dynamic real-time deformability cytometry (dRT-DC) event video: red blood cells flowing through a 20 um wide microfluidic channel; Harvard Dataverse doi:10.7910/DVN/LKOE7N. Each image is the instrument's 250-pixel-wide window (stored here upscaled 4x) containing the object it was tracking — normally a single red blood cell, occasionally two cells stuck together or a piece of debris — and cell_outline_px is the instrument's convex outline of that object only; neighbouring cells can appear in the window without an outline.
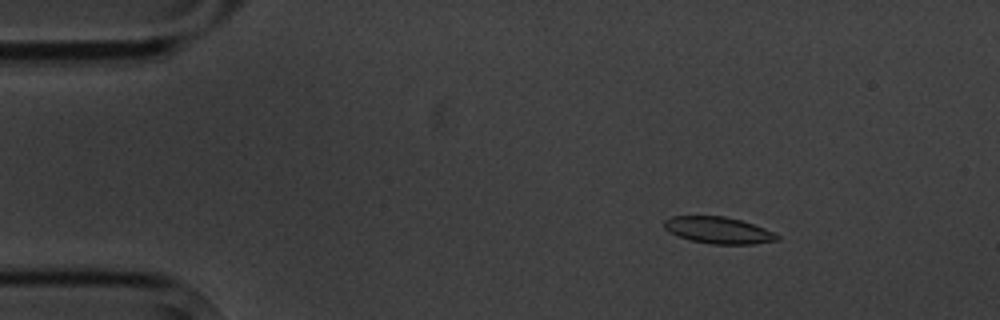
{"species": "common noctule bat (a hibernating species)", "species_latin": "Nyctalus noctula", "temperature_condition": "cold", "stored_images_in_passage": 4, "camera_frame_rate_fps": 3000, "um_per_image_px": 0.085, "animal": {"sex": "male", "body_mass_g": 20.1, "forearm_length_mm": 53.5}, "frame": {"image": 1, "passage_image": 1, "time_ms": 0.0, "image_size_px": [1000, 320], "cell_outline_px": [[780, 240], [752, 244], [712, 244], [688, 240], [668, 232], [664, 228], [664, 220], [668, 216], [724, 216], [740, 220], [764, 228], [780, 236]], "centroid_in_image_um": [61.02, 19.57], "position_along_channel_um": 24.0, "area_um2": 17.63}}